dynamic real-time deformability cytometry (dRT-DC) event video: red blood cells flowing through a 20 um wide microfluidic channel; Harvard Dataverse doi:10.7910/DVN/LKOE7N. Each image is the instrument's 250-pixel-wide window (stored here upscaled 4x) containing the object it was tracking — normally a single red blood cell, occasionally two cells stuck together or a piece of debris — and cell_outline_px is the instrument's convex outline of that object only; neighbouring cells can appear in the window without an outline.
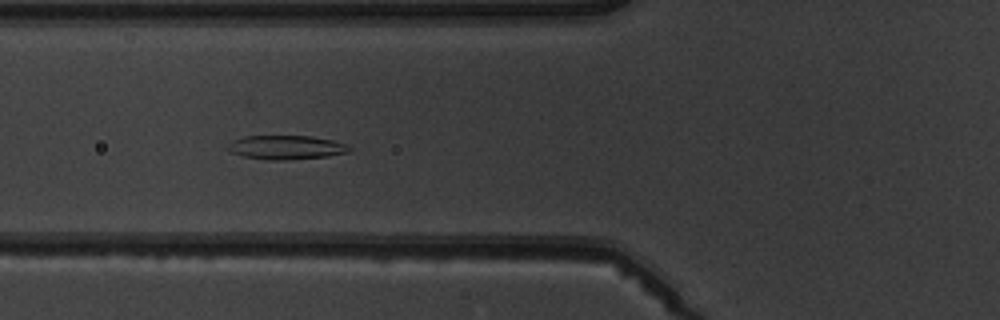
{"species": "common noctule bat (a hibernating species)", "species_latin": "Nyctalus noctula", "temperature_condition": "warm", "stored_images_in_passage": 8, "camera_frame_rate_fps": 3000, "um_per_image_px": 0.085, "animal": {"sex": "male", "body_mass_g": 19.5, "forearm_length_mm": 54.6}, "frame": {"image": 1, "passage_image": 6, "time_ms": 6.667, "image_size_px": [1000, 320], "cell_outline_px": [[352, 148], [348, 152], [328, 156], [284, 160], [268, 160], [244, 156], [232, 152], [224, 148], [232, 140], [244, 136], [312, 136], [332, 140], [348, 144]], "centroid_in_image_um": [24.32, 12.52], "position_along_channel_um": 101.5, "area_um2": 17.05}}
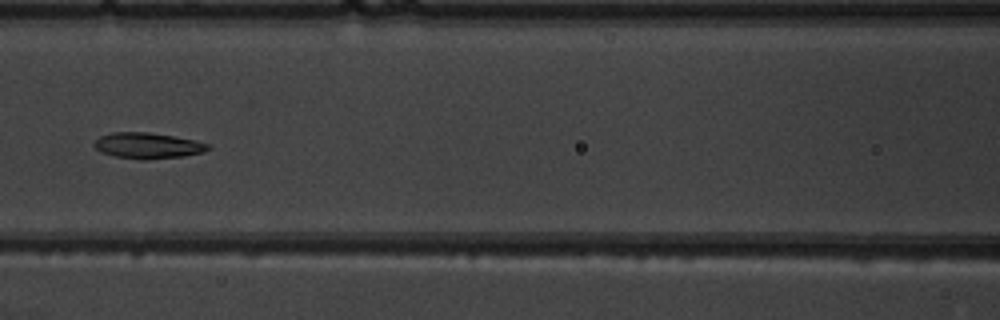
{"frame": {"image": 2, "passage_image": 7, "time_ms": 8.0, "image_size_px": [1000, 320], "cell_outline_px": [[212, 148], [200, 152], [184, 156], [144, 160], [140, 160], [112, 156], [100, 152], [92, 144], [100, 136], [112, 132], [148, 132], [172, 136], [192, 140], [208, 144]], "centroid_in_image_um": [12.49, 12.38], "position_along_channel_um": 154.1, "area_um2": 17.11}}
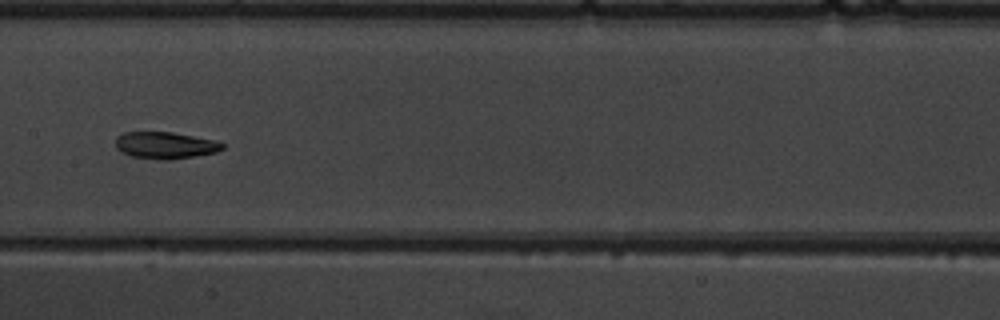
{"frame": {"image": 3, "passage_image": 8, "time_ms": 9.0, "image_size_px": [1000, 320], "cell_outline_px": [[224, 148], [216, 152], [168, 160], [164, 160], [132, 156], [120, 152], [116, 148], [116, 136], [124, 132], [172, 132], [216, 140], [224, 144]], "centroid_in_image_um": [14.03, 12.34], "position_along_channel_um": 193.4, "area_um2": 16.65}}